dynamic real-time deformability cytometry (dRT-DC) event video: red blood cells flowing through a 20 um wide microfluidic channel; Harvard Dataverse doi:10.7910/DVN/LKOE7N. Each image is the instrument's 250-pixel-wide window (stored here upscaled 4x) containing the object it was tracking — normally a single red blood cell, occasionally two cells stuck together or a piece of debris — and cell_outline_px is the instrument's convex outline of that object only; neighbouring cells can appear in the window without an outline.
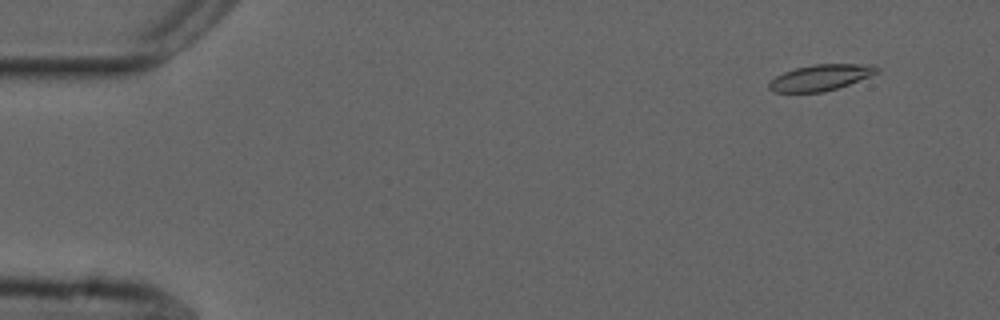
{"species": "common noctule bat (a hibernating species)", "species_latin": "Nyctalus noctula", "temperature_condition": "cold", "stored_images_in_passage": 56, "camera_frame_rate_fps": 3000, "um_per_image_px": 0.085, "animal": {"sex": "male", "forearm_length_mm": 52.5}, "frame": {"image": 1, "passage_image": 5, "time_ms": 1.333, "image_size_px": [1000, 320], "cell_outline_px": [[880, 72], [848, 84], [824, 92], [772, 92], [768, 88], [768, 84], [776, 76], [784, 72], [796, 68], [812, 64], [872, 64], [880, 68]], "centroid_in_image_um": [69.76, 6.58], "position_along_channel_um": 15.2, "area_um2": 16.3}}
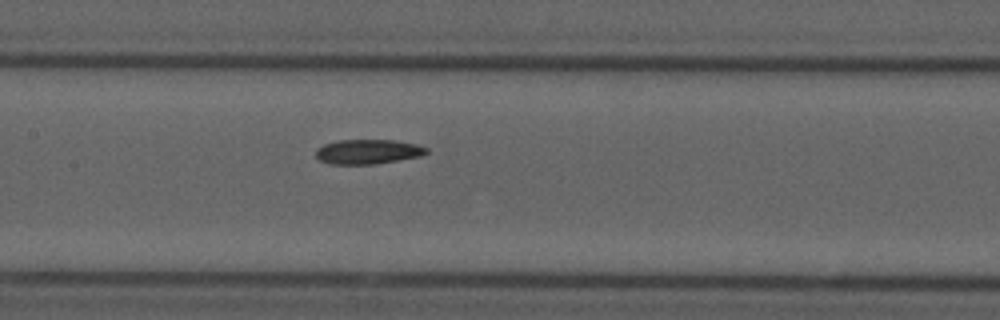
{"frame": {"image": 2, "passage_image": 27, "time_ms": 8.667, "image_size_px": [1000, 320], "cell_outline_px": [[428, 152], [420, 156], [372, 164], [328, 164], [320, 160], [316, 156], [316, 148], [324, 144], [340, 140], [392, 140], [416, 144], [428, 148]], "centroid_in_image_um": [31.24, 12.89], "position_along_channel_um": 176.2, "area_um2": 15.72}}
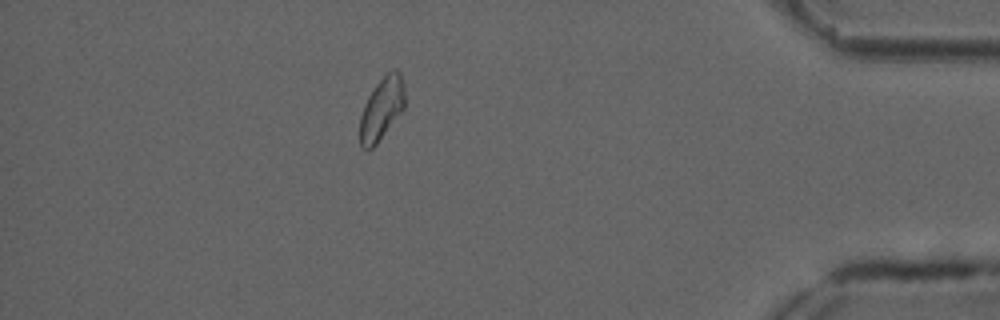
{"frame": {"image": 3, "passage_image": 49, "time_ms": 16.0, "image_size_px": [1000, 320], "cell_outline_px": [[404, 108], [376, 144], [372, 148], [360, 148], [360, 116], [364, 104], [368, 96], [376, 84], [392, 68], [396, 68], [400, 72], [404, 88]], "centroid_in_image_um": [32.43, 9.22], "position_along_channel_um": 402.8, "area_um2": 16.18}, "authors_computed_cell_mechanics": {"area_um2": 16.4441, "velocity_mm_per_s": 3.7013, "shape_relaxation_time_tau1_ms": 4.0891, "shape_relaxation_time_tau2_ms": 4.1917, "deformation_change_tau1": 0.1439, "deformation_change_tau2": 0.0951}}